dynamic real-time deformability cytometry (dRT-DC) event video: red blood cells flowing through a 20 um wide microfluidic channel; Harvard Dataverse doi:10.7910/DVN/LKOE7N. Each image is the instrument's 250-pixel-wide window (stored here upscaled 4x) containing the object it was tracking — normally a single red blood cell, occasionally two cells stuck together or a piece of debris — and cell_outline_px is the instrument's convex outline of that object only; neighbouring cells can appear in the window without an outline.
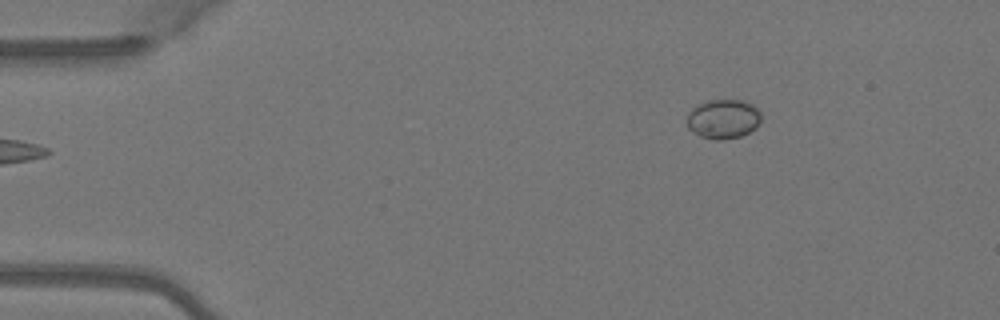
{"species": "Egyptian fruit bat (a non-hibernating species)", "species_latin": "Rousettus aegyptiacus", "temperature_condition": "warm", "stored_images_in_passage": 43, "camera_frame_rate_fps": 3000, "um_per_image_px": 0.085, "animal": {"sex": "female"}, "frame": {"image": 1, "passage_image": 1, "time_ms": 0.0, "image_size_px": [1000, 320], "cell_outline_px": [[760, 120], [756, 128], [740, 136], [724, 140], [716, 140], [700, 136], [688, 128], [688, 112], [692, 108], [708, 100], [744, 100], [752, 104], [760, 112]], "centroid_in_image_um": [61.48, 10.11], "position_along_channel_um": 23.5, "area_um2": 16.94}}
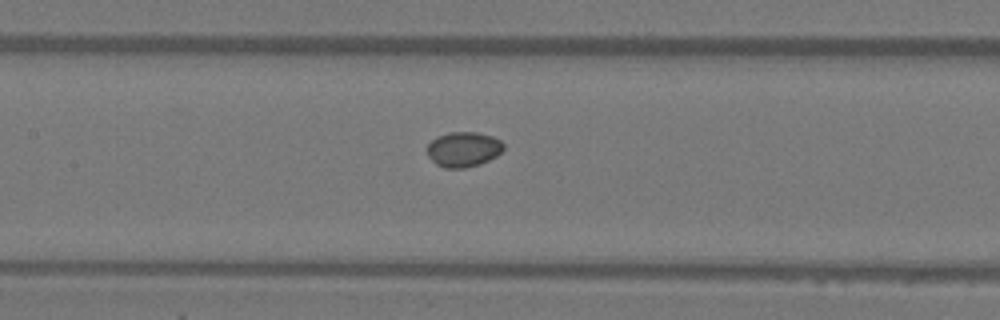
{"frame": {"image": 2, "passage_image": 17, "time_ms": 5.333, "image_size_px": [1000, 320], "cell_outline_px": [[504, 148], [496, 156], [480, 164], [464, 168], [444, 168], [436, 164], [428, 156], [428, 144], [436, 136], [448, 132], [476, 132], [492, 136], [500, 140], [504, 144]], "centroid_in_image_um": [39.38, 12.69], "position_along_channel_um": 168.0, "area_um2": 15.61}}
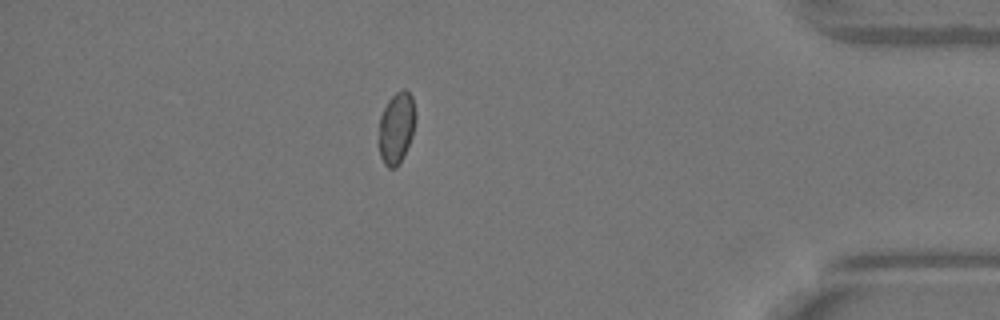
{"frame": {"image": 3, "passage_image": 37, "time_ms": 12.0, "image_size_px": [1000, 320], "cell_outline_px": [[416, 116], [412, 136], [396, 168], [388, 168], [384, 164], [380, 156], [380, 116], [388, 100], [396, 92], [404, 88], [412, 96]], "centroid_in_image_um": [33.7, 10.83], "position_along_channel_um": 401.5, "area_um2": 14.97}, "authors_computed_cell_mechanics": {"area_um2": 15.4904, "velocity_mm_per_s": 4.097, "shape_relaxation_time_tau1_ms": null, "shape_relaxation_time_tau2_ms": 2.861, "deformation_change_tau1": null, "deformation_change_tau2": 0.0318}}